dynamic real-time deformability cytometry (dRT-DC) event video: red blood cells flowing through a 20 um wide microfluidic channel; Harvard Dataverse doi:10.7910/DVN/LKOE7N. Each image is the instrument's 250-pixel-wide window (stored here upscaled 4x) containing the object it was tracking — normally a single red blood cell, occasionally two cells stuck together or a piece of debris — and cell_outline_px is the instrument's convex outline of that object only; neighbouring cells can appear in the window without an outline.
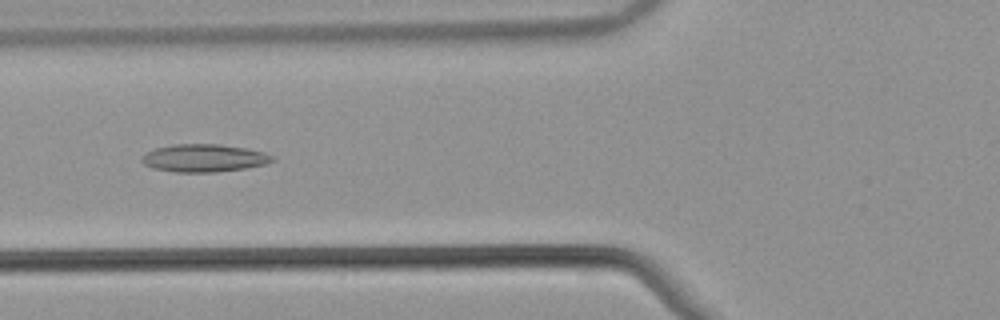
{"species": "common noctule bat (a hibernating species)", "species_latin": "Nyctalus noctula", "temperature_condition": "warm", "stored_images_in_passage": 53, "camera_frame_rate_fps": 3000, "um_per_image_px": 0.085, "animal": {"sex": "male", "body_mass_g": 21.5, "forearm_length_mm": 52.0}, "frame": {"image": 1, "passage_image": 21, "time_ms": 6.667, "image_size_px": [1000, 320], "cell_outline_px": [[276, 160], [268, 164], [244, 168], [216, 172], [176, 172], [152, 168], [144, 164], [140, 160], [148, 152], [156, 148], [172, 144], [220, 144], [248, 148], [264, 152], [272, 156]], "centroid_in_image_um": [17.38, 13.43], "position_along_channel_um": 108.4, "area_um2": 21.15}}
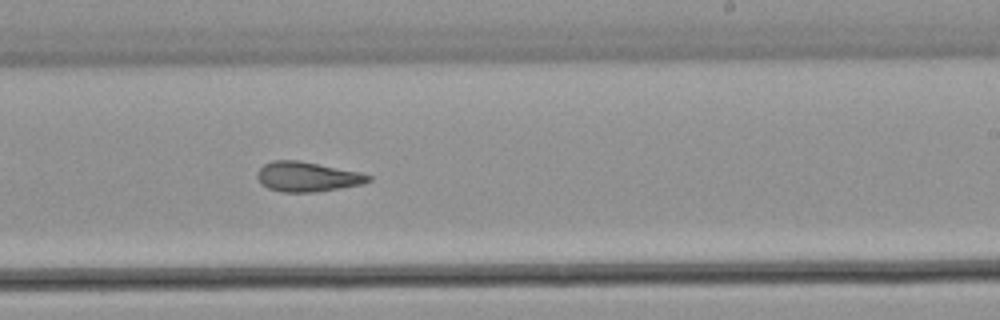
{"frame": {"image": 2, "passage_image": 33, "time_ms": 10.667, "image_size_px": [1000, 320], "cell_outline_px": [[372, 180], [364, 184], [340, 188], [312, 192], [284, 192], [268, 188], [260, 184], [256, 176], [256, 172], [264, 164], [272, 160], [300, 160], [360, 172], [372, 176]], "centroid_in_image_um": [26.11, 15.01], "position_along_channel_um": 262.9, "area_um2": 19.48}}
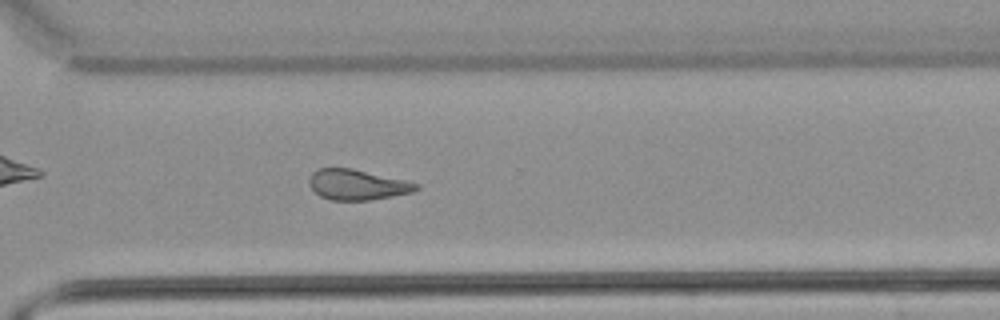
{"frame": {"image": 3, "passage_image": 39, "time_ms": 12.667, "image_size_px": [1000, 320], "cell_outline_px": [[420, 188], [412, 192], [392, 196], [368, 200], [332, 200], [320, 196], [308, 184], [308, 176], [312, 172], [320, 168], [352, 168], [420, 184]], "centroid_in_image_um": [30.33, 15.69], "position_along_channel_um": 340.3, "area_um2": 18.84}, "authors_computed_cell_mechanics": {"area_um2": 20.519, "velocity_mm_per_s": 3.8598, "shape_relaxation_time_tau1_ms": null, "shape_relaxation_time_tau2_ms": 2.8429, "deformation_change_tau1": null, "deformation_change_tau2": 0.112}}